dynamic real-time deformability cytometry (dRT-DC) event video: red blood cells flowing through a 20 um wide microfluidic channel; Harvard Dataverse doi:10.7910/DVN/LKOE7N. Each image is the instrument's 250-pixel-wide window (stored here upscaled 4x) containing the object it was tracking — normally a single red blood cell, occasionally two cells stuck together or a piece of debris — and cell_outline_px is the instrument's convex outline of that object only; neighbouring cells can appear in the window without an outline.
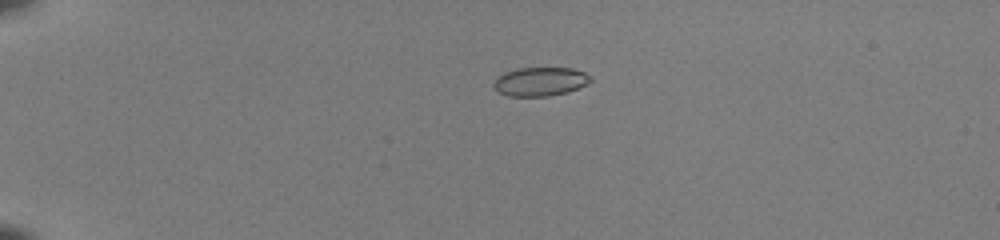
{"species": "common noctule bat (a hibernating species)", "species_latin": "Nyctalus noctula", "temperature_condition": "room temperature", "stored_images_in_passage": 44, "camera_frame_rate_fps": 3000, "um_per_image_px": 0.085, "animal": {"sex": "female", "body_mass_g": 22.0, "forearm_length_mm": 56.7}, "frame": {"image": 1, "passage_image": 6, "time_ms": 1.667, "image_size_px": [1000, 240], "cell_outline_px": [[592, 80], [588, 84], [568, 92], [548, 96], [508, 96], [496, 92], [492, 84], [496, 76], [504, 72], [516, 68], [572, 68], [584, 72], [592, 76]], "centroid_in_image_um": [45.89, 6.93], "position_along_channel_um": 39.1, "area_um2": 16.59}}
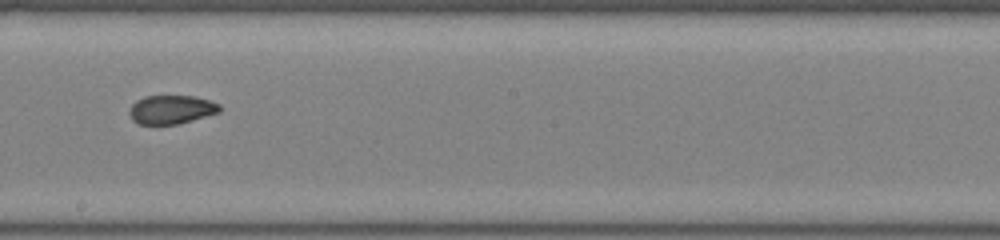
{"frame": {"image": 2, "passage_image": 25, "time_ms": 8.0, "image_size_px": [1000, 240], "cell_outline_px": [[220, 112], [192, 120], [176, 124], [140, 124], [132, 120], [128, 112], [132, 104], [136, 100], [144, 96], [192, 96], [208, 100], [220, 104]], "centroid_in_image_um": [14.53, 9.31], "position_along_channel_um": 233.7, "area_um2": 15.03}}
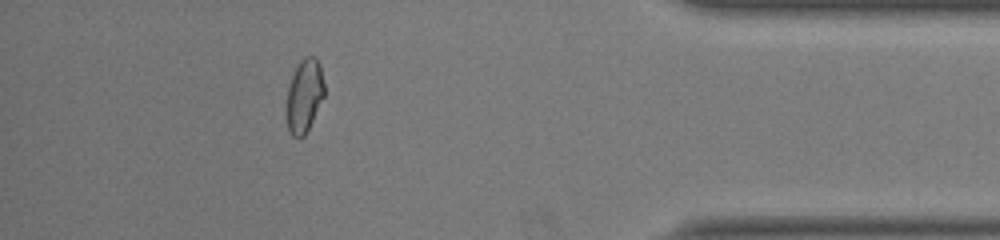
{"frame": {"image": 3, "passage_image": 40, "time_ms": 13.0, "image_size_px": [1000, 240], "cell_outline_px": [[324, 96], [304, 136], [292, 136], [288, 128], [288, 88], [292, 76], [300, 60], [304, 56], [316, 56], [320, 64], [324, 84]], "centroid_in_image_um": [25.9, 8.07], "position_along_channel_um": 409.3, "area_um2": 15.66}, "authors_computed_cell_mechanics": {"area_um2": 16.3574, "velocity_mm_per_s": 4.091, "shape_relaxation_time_tau1_ms": null, "shape_relaxation_time_tau2_ms": 0.8107, "deformation_change_tau1": null, "deformation_change_tau2": 0.0423}}